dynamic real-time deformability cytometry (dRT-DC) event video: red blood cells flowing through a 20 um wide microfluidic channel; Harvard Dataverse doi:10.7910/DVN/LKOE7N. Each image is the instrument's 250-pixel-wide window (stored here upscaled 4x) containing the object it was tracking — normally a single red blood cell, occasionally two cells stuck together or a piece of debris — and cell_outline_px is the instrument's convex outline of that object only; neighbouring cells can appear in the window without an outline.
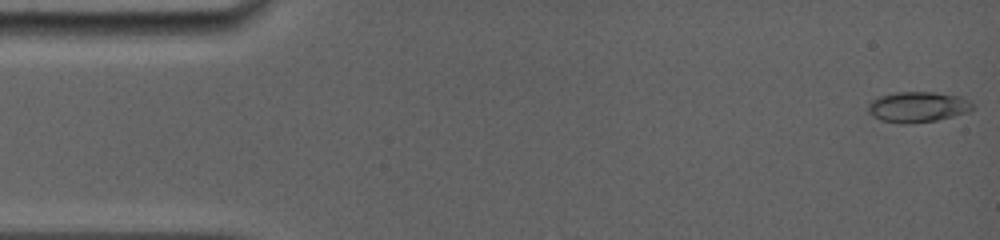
{"species": "common noctule bat (a hibernating species)", "species_latin": "Nyctalus noctula", "temperature_condition": "room temperature", "stored_images_in_passage": 13, "camera_frame_rate_fps": 5000, "um_per_image_px": 0.085, "animal": {"sex": "female", "body_mass_g": 19.0, "forearm_length_mm": 56.7}, "frame": {"image": 1, "passage_image": 1, "time_ms": 0.0, "image_size_px": [1000, 240], "cell_outline_px": [[976, 104], [968, 112], [936, 120], [908, 124], [900, 124], [880, 120], [872, 116], [868, 112], [868, 104], [876, 96], [896, 92], [936, 92], [960, 96]], "centroid_in_image_um": [77.98, 9.08], "position_along_channel_um": 7.0, "area_um2": 18.84}}
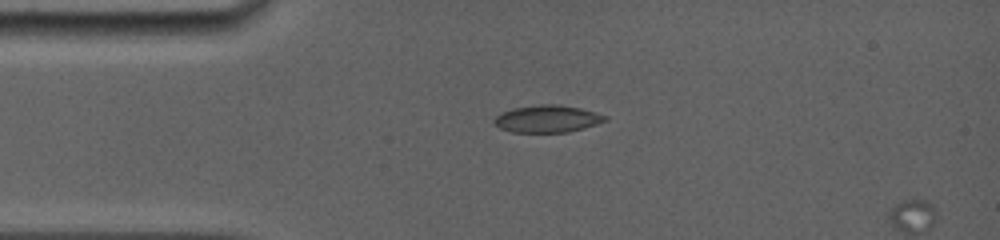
{"frame": {"image": 2, "passage_image": 10, "time_ms": 3.4, "image_size_px": [1000, 240], "cell_outline_px": [[608, 120], [584, 128], [568, 132], [512, 132], [500, 128], [492, 124], [492, 120], [500, 112], [512, 108], [540, 104], [556, 104], [580, 108], [596, 112], [608, 116]], "centroid_in_image_um": [46.49, 10.09], "position_along_channel_um": 38.5, "area_um2": 17.8}}